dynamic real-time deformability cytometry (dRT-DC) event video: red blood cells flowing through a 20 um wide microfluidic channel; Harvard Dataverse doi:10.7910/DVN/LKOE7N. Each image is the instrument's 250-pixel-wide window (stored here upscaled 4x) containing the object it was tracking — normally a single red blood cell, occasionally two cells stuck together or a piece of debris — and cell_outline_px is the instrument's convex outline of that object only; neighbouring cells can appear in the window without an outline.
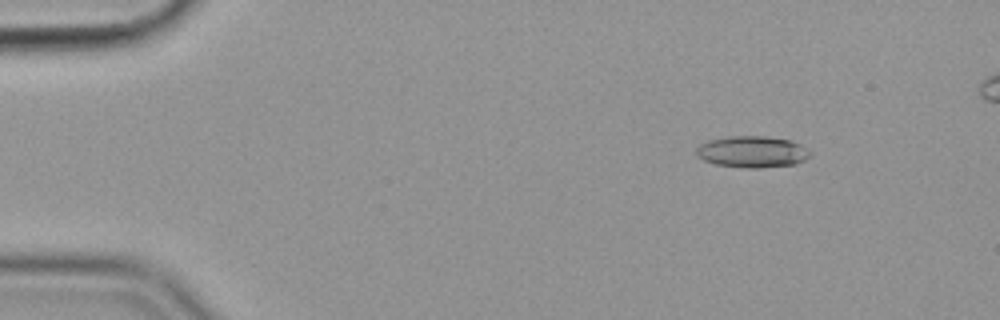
{"species": "common noctule bat (a hibernating species)", "species_latin": "Nyctalus noctula", "temperature_condition": "cold", "stored_images_in_passage": 56, "camera_frame_rate_fps": 3000, "um_per_image_px": 0.085, "animal": {"sex": "female", "body_mass_g": 19.9}, "frame": {"image": 1, "passage_image": 8, "time_ms": 2.333, "image_size_px": [1000, 320], "cell_outline_px": [[812, 152], [804, 160], [796, 164], [760, 168], [744, 168], [716, 164], [704, 160], [696, 156], [696, 148], [700, 144], [708, 140], [728, 136], [764, 136], [792, 140], [800, 144]], "centroid_in_image_um": [63.93, 12.9], "position_along_channel_um": 21.1, "area_um2": 21.04}}
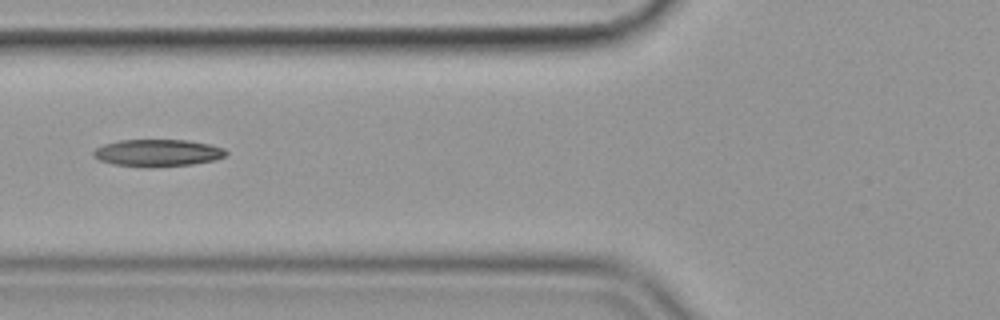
{"frame": {"image": 2, "passage_image": 23, "time_ms": 7.333, "image_size_px": [1000, 320], "cell_outline_px": [[228, 152], [224, 156], [216, 160], [192, 164], [112, 164], [100, 160], [92, 156], [92, 152], [96, 148], [104, 144], [120, 140], [188, 140], [208, 144], [224, 148]], "centroid_in_image_um": [13.42, 12.94], "position_along_channel_um": 112.4, "area_um2": 19.94}}
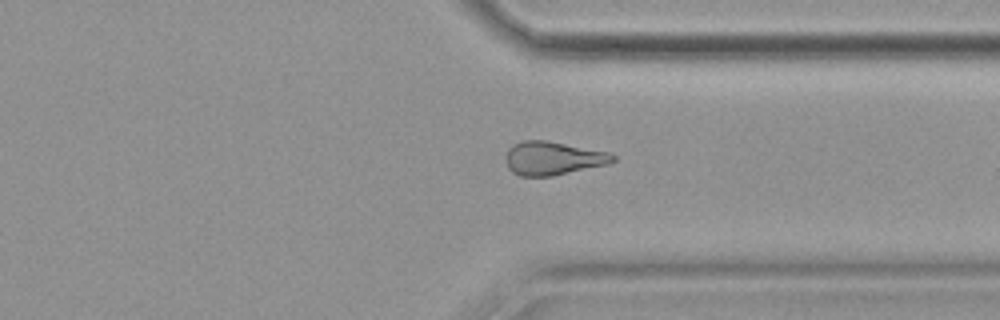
{"frame": {"image": 3, "passage_image": 44, "time_ms": 14.333, "image_size_px": [1000, 320], "cell_outline_px": [[616, 160], [608, 164], [552, 176], [520, 176], [512, 172], [508, 168], [504, 156], [508, 148], [512, 144], [524, 140], [544, 140], [608, 152], [616, 156]], "centroid_in_image_um": [46.96, 13.45], "position_along_channel_um": 364.4, "area_um2": 20.92}}